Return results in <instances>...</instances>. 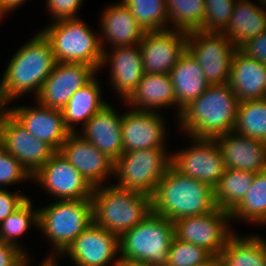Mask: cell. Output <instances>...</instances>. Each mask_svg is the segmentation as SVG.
<instances>
[{
  "mask_svg": "<svg viewBox=\"0 0 266 266\" xmlns=\"http://www.w3.org/2000/svg\"><path fill=\"white\" fill-rule=\"evenodd\" d=\"M56 63L50 42L41 32L25 42L13 54L0 80V107L7 108L10 101L29 92H34L35 99Z\"/></svg>",
  "mask_w": 266,
  "mask_h": 266,
  "instance_id": "6da1fadb",
  "label": "cell"
},
{
  "mask_svg": "<svg viewBox=\"0 0 266 266\" xmlns=\"http://www.w3.org/2000/svg\"><path fill=\"white\" fill-rule=\"evenodd\" d=\"M239 103L229 84L210 85L182 110L177 120L179 129L197 139L227 134L234 129Z\"/></svg>",
  "mask_w": 266,
  "mask_h": 266,
  "instance_id": "7a4b0ae2",
  "label": "cell"
},
{
  "mask_svg": "<svg viewBox=\"0 0 266 266\" xmlns=\"http://www.w3.org/2000/svg\"><path fill=\"white\" fill-rule=\"evenodd\" d=\"M151 205L152 212L172 222L185 217L205 215L217 208L214 188L183 175L172 165L152 193Z\"/></svg>",
  "mask_w": 266,
  "mask_h": 266,
  "instance_id": "3957f363",
  "label": "cell"
},
{
  "mask_svg": "<svg viewBox=\"0 0 266 266\" xmlns=\"http://www.w3.org/2000/svg\"><path fill=\"white\" fill-rule=\"evenodd\" d=\"M93 223L119 237L152 212L151 196L115 185L94 187Z\"/></svg>",
  "mask_w": 266,
  "mask_h": 266,
  "instance_id": "277c9868",
  "label": "cell"
},
{
  "mask_svg": "<svg viewBox=\"0 0 266 266\" xmlns=\"http://www.w3.org/2000/svg\"><path fill=\"white\" fill-rule=\"evenodd\" d=\"M174 238V223L151 212L119 237L120 263L166 266Z\"/></svg>",
  "mask_w": 266,
  "mask_h": 266,
  "instance_id": "5b68a950",
  "label": "cell"
},
{
  "mask_svg": "<svg viewBox=\"0 0 266 266\" xmlns=\"http://www.w3.org/2000/svg\"><path fill=\"white\" fill-rule=\"evenodd\" d=\"M54 202V203H53ZM38 208V229L50 240L53 253L43 261H57L73 241L93 223L91 200H55Z\"/></svg>",
  "mask_w": 266,
  "mask_h": 266,
  "instance_id": "8992f818",
  "label": "cell"
},
{
  "mask_svg": "<svg viewBox=\"0 0 266 266\" xmlns=\"http://www.w3.org/2000/svg\"><path fill=\"white\" fill-rule=\"evenodd\" d=\"M50 42L58 63H84L100 70L103 50L100 35L80 18L52 21L40 31Z\"/></svg>",
  "mask_w": 266,
  "mask_h": 266,
  "instance_id": "52a82bcc",
  "label": "cell"
},
{
  "mask_svg": "<svg viewBox=\"0 0 266 266\" xmlns=\"http://www.w3.org/2000/svg\"><path fill=\"white\" fill-rule=\"evenodd\" d=\"M165 148L123 152L114 162L115 186L152 196L159 181L172 164Z\"/></svg>",
  "mask_w": 266,
  "mask_h": 266,
  "instance_id": "ba28073f",
  "label": "cell"
},
{
  "mask_svg": "<svg viewBox=\"0 0 266 266\" xmlns=\"http://www.w3.org/2000/svg\"><path fill=\"white\" fill-rule=\"evenodd\" d=\"M236 45L222 32L191 31L186 50L200 64L210 85L228 84Z\"/></svg>",
  "mask_w": 266,
  "mask_h": 266,
  "instance_id": "9c48e42d",
  "label": "cell"
},
{
  "mask_svg": "<svg viewBox=\"0 0 266 266\" xmlns=\"http://www.w3.org/2000/svg\"><path fill=\"white\" fill-rule=\"evenodd\" d=\"M173 223L174 236L177 239L204 248L213 257L222 253L234 233L230 212L219 208L205 215L177 219Z\"/></svg>",
  "mask_w": 266,
  "mask_h": 266,
  "instance_id": "30bf717a",
  "label": "cell"
},
{
  "mask_svg": "<svg viewBox=\"0 0 266 266\" xmlns=\"http://www.w3.org/2000/svg\"><path fill=\"white\" fill-rule=\"evenodd\" d=\"M33 180L55 200H91L94 189L59 151L32 176Z\"/></svg>",
  "mask_w": 266,
  "mask_h": 266,
  "instance_id": "8fae6325",
  "label": "cell"
},
{
  "mask_svg": "<svg viewBox=\"0 0 266 266\" xmlns=\"http://www.w3.org/2000/svg\"><path fill=\"white\" fill-rule=\"evenodd\" d=\"M192 145L172 154V166L183 175L215 188L225 172L222 154L214 139L191 138Z\"/></svg>",
  "mask_w": 266,
  "mask_h": 266,
  "instance_id": "7c38bea8",
  "label": "cell"
},
{
  "mask_svg": "<svg viewBox=\"0 0 266 266\" xmlns=\"http://www.w3.org/2000/svg\"><path fill=\"white\" fill-rule=\"evenodd\" d=\"M1 146L14 156L33 176L56 152L22 126L2 108Z\"/></svg>",
  "mask_w": 266,
  "mask_h": 266,
  "instance_id": "4fadbf2b",
  "label": "cell"
},
{
  "mask_svg": "<svg viewBox=\"0 0 266 266\" xmlns=\"http://www.w3.org/2000/svg\"><path fill=\"white\" fill-rule=\"evenodd\" d=\"M63 256L69 257L76 266H107L112 261L111 266H120L119 236L92 223L73 241Z\"/></svg>",
  "mask_w": 266,
  "mask_h": 266,
  "instance_id": "5bb4252c",
  "label": "cell"
},
{
  "mask_svg": "<svg viewBox=\"0 0 266 266\" xmlns=\"http://www.w3.org/2000/svg\"><path fill=\"white\" fill-rule=\"evenodd\" d=\"M96 73L92 66L84 63L57 62L34 100L43 106L62 110L71 96Z\"/></svg>",
  "mask_w": 266,
  "mask_h": 266,
  "instance_id": "9a60e30c",
  "label": "cell"
},
{
  "mask_svg": "<svg viewBox=\"0 0 266 266\" xmlns=\"http://www.w3.org/2000/svg\"><path fill=\"white\" fill-rule=\"evenodd\" d=\"M187 36L174 29L145 32L139 44L144 73L169 74L186 51Z\"/></svg>",
  "mask_w": 266,
  "mask_h": 266,
  "instance_id": "2e32d148",
  "label": "cell"
},
{
  "mask_svg": "<svg viewBox=\"0 0 266 266\" xmlns=\"http://www.w3.org/2000/svg\"><path fill=\"white\" fill-rule=\"evenodd\" d=\"M59 152L93 188L105 185L114 174V161L76 132L68 135Z\"/></svg>",
  "mask_w": 266,
  "mask_h": 266,
  "instance_id": "e0dca14e",
  "label": "cell"
},
{
  "mask_svg": "<svg viewBox=\"0 0 266 266\" xmlns=\"http://www.w3.org/2000/svg\"><path fill=\"white\" fill-rule=\"evenodd\" d=\"M159 112L130 108L122 113L123 152L165 148L166 121Z\"/></svg>",
  "mask_w": 266,
  "mask_h": 266,
  "instance_id": "ac0fdd59",
  "label": "cell"
},
{
  "mask_svg": "<svg viewBox=\"0 0 266 266\" xmlns=\"http://www.w3.org/2000/svg\"><path fill=\"white\" fill-rule=\"evenodd\" d=\"M36 103L35 107L19 105L5 109L35 137L60 151L71 133L65 126L62 110Z\"/></svg>",
  "mask_w": 266,
  "mask_h": 266,
  "instance_id": "d6986e66",
  "label": "cell"
},
{
  "mask_svg": "<svg viewBox=\"0 0 266 266\" xmlns=\"http://www.w3.org/2000/svg\"><path fill=\"white\" fill-rule=\"evenodd\" d=\"M110 50L103 51L100 70L107 63L111 65V85L125 103L135 92L144 74L140 45L112 47Z\"/></svg>",
  "mask_w": 266,
  "mask_h": 266,
  "instance_id": "ffe728a7",
  "label": "cell"
},
{
  "mask_svg": "<svg viewBox=\"0 0 266 266\" xmlns=\"http://www.w3.org/2000/svg\"><path fill=\"white\" fill-rule=\"evenodd\" d=\"M227 169L262 172L266 170V142L231 131L214 138Z\"/></svg>",
  "mask_w": 266,
  "mask_h": 266,
  "instance_id": "44dd1931",
  "label": "cell"
},
{
  "mask_svg": "<svg viewBox=\"0 0 266 266\" xmlns=\"http://www.w3.org/2000/svg\"><path fill=\"white\" fill-rule=\"evenodd\" d=\"M114 162L123 153L122 114L108 103L77 131Z\"/></svg>",
  "mask_w": 266,
  "mask_h": 266,
  "instance_id": "7402d4cb",
  "label": "cell"
},
{
  "mask_svg": "<svg viewBox=\"0 0 266 266\" xmlns=\"http://www.w3.org/2000/svg\"><path fill=\"white\" fill-rule=\"evenodd\" d=\"M100 21V44L103 51L106 50V42L111 44V48L139 45L145 34L130 9L121 0L116 4H109Z\"/></svg>",
  "mask_w": 266,
  "mask_h": 266,
  "instance_id": "603a6c76",
  "label": "cell"
},
{
  "mask_svg": "<svg viewBox=\"0 0 266 266\" xmlns=\"http://www.w3.org/2000/svg\"><path fill=\"white\" fill-rule=\"evenodd\" d=\"M228 84L239 102L264 99L266 65L237 49L231 62Z\"/></svg>",
  "mask_w": 266,
  "mask_h": 266,
  "instance_id": "cb8c5ba5",
  "label": "cell"
},
{
  "mask_svg": "<svg viewBox=\"0 0 266 266\" xmlns=\"http://www.w3.org/2000/svg\"><path fill=\"white\" fill-rule=\"evenodd\" d=\"M176 96L177 117L194 99L198 98L209 86L203 69L186 50L178 63L169 73Z\"/></svg>",
  "mask_w": 266,
  "mask_h": 266,
  "instance_id": "d4e9b609",
  "label": "cell"
},
{
  "mask_svg": "<svg viewBox=\"0 0 266 266\" xmlns=\"http://www.w3.org/2000/svg\"><path fill=\"white\" fill-rule=\"evenodd\" d=\"M125 103L135 110L153 112L171 105L176 107V96L170 75L144 73L135 92Z\"/></svg>",
  "mask_w": 266,
  "mask_h": 266,
  "instance_id": "484cf974",
  "label": "cell"
},
{
  "mask_svg": "<svg viewBox=\"0 0 266 266\" xmlns=\"http://www.w3.org/2000/svg\"><path fill=\"white\" fill-rule=\"evenodd\" d=\"M258 2L259 6L253 1L236 0L230 21L222 31L238 49L249 39L266 31V6L261 0Z\"/></svg>",
  "mask_w": 266,
  "mask_h": 266,
  "instance_id": "4316f807",
  "label": "cell"
},
{
  "mask_svg": "<svg viewBox=\"0 0 266 266\" xmlns=\"http://www.w3.org/2000/svg\"><path fill=\"white\" fill-rule=\"evenodd\" d=\"M101 90L100 83L94 76L71 96L62 109L65 126L71 133L77 132V124L81 122L83 127L94 114L108 104L103 100Z\"/></svg>",
  "mask_w": 266,
  "mask_h": 266,
  "instance_id": "83f0119b",
  "label": "cell"
},
{
  "mask_svg": "<svg viewBox=\"0 0 266 266\" xmlns=\"http://www.w3.org/2000/svg\"><path fill=\"white\" fill-rule=\"evenodd\" d=\"M249 235L233 233L217 256L218 266H266V239Z\"/></svg>",
  "mask_w": 266,
  "mask_h": 266,
  "instance_id": "f1b7e54d",
  "label": "cell"
},
{
  "mask_svg": "<svg viewBox=\"0 0 266 266\" xmlns=\"http://www.w3.org/2000/svg\"><path fill=\"white\" fill-rule=\"evenodd\" d=\"M254 172L225 169L214 188V201L217 208L232 212L244 199L254 180Z\"/></svg>",
  "mask_w": 266,
  "mask_h": 266,
  "instance_id": "f546056e",
  "label": "cell"
},
{
  "mask_svg": "<svg viewBox=\"0 0 266 266\" xmlns=\"http://www.w3.org/2000/svg\"><path fill=\"white\" fill-rule=\"evenodd\" d=\"M230 216L231 220L242 219L259 226L266 224V170L255 173L250 189Z\"/></svg>",
  "mask_w": 266,
  "mask_h": 266,
  "instance_id": "4dcf8cb0",
  "label": "cell"
},
{
  "mask_svg": "<svg viewBox=\"0 0 266 266\" xmlns=\"http://www.w3.org/2000/svg\"><path fill=\"white\" fill-rule=\"evenodd\" d=\"M170 29L184 31L200 30L205 18L204 0H166Z\"/></svg>",
  "mask_w": 266,
  "mask_h": 266,
  "instance_id": "1f68e13d",
  "label": "cell"
},
{
  "mask_svg": "<svg viewBox=\"0 0 266 266\" xmlns=\"http://www.w3.org/2000/svg\"><path fill=\"white\" fill-rule=\"evenodd\" d=\"M233 131L266 142V98L240 102Z\"/></svg>",
  "mask_w": 266,
  "mask_h": 266,
  "instance_id": "d6a6232c",
  "label": "cell"
},
{
  "mask_svg": "<svg viewBox=\"0 0 266 266\" xmlns=\"http://www.w3.org/2000/svg\"><path fill=\"white\" fill-rule=\"evenodd\" d=\"M145 32L170 29L166 0H121Z\"/></svg>",
  "mask_w": 266,
  "mask_h": 266,
  "instance_id": "836d02e7",
  "label": "cell"
},
{
  "mask_svg": "<svg viewBox=\"0 0 266 266\" xmlns=\"http://www.w3.org/2000/svg\"><path fill=\"white\" fill-rule=\"evenodd\" d=\"M30 197L3 222L0 223V238L10 245L20 248L27 256L29 253L16 241L32 226L38 227V209L35 210ZM31 226V227H30ZM22 247V248H21Z\"/></svg>",
  "mask_w": 266,
  "mask_h": 266,
  "instance_id": "e575fe53",
  "label": "cell"
},
{
  "mask_svg": "<svg viewBox=\"0 0 266 266\" xmlns=\"http://www.w3.org/2000/svg\"><path fill=\"white\" fill-rule=\"evenodd\" d=\"M212 258L213 256L204 248L174 236L166 266H201L208 263Z\"/></svg>",
  "mask_w": 266,
  "mask_h": 266,
  "instance_id": "d590c367",
  "label": "cell"
},
{
  "mask_svg": "<svg viewBox=\"0 0 266 266\" xmlns=\"http://www.w3.org/2000/svg\"><path fill=\"white\" fill-rule=\"evenodd\" d=\"M205 18L200 31L222 32L228 25L236 0H204Z\"/></svg>",
  "mask_w": 266,
  "mask_h": 266,
  "instance_id": "8d00e7d4",
  "label": "cell"
},
{
  "mask_svg": "<svg viewBox=\"0 0 266 266\" xmlns=\"http://www.w3.org/2000/svg\"><path fill=\"white\" fill-rule=\"evenodd\" d=\"M32 180L28 170L2 146L0 147V187Z\"/></svg>",
  "mask_w": 266,
  "mask_h": 266,
  "instance_id": "74e56055",
  "label": "cell"
},
{
  "mask_svg": "<svg viewBox=\"0 0 266 266\" xmlns=\"http://www.w3.org/2000/svg\"><path fill=\"white\" fill-rule=\"evenodd\" d=\"M46 9L51 13L54 21L63 19H76L79 14L78 10L81 8L84 0H45Z\"/></svg>",
  "mask_w": 266,
  "mask_h": 266,
  "instance_id": "f35d334b",
  "label": "cell"
},
{
  "mask_svg": "<svg viewBox=\"0 0 266 266\" xmlns=\"http://www.w3.org/2000/svg\"><path fill=\"white\" fill-rule=\"evenodd\" d=\"M28 198L29 196L20 192H10L7 188H0V223L16 211Z\"/></svg>",
  "mask_w": 266,
  "mask_h": 266,
  "instance_id": "ab89813d",
  "label": "cell"
},
{
  "mask_svg": "<svg viewBox=\"0 0 266 266\" xmlns=\"http://www.w3.org/2000/svg\"><path fill=\"white\" fill-rule=\"evenodd\" d=\"M29 262V256L20 248L6 243L0 247V266H29Z\"/></svg>",
  "mask_w": 266,
  "mask_h": 266,
  "instance_id": "60d3db41",
  "label": "cell"
},
{
  "mask_svg": "<svg viewBox=\"0 0 266 266\" xmlns=\"http://www.w3.org/2000/svg\"><path fill=\"white\" fill-rule=\"evenodd\" d=\"M239 49L248 57L261 61L266 65V31L249 39Z\"/></svg>",
  "mask_w": 266,
  "mask_h": 266,
  "instance_id": "b9f144b4",
  "label": "cell"
},
{
  "mask_svg": "<svg viewBox=\"0 0 266 266\" xmlns=\"http://www.w3.org/2000/svg\"><path fill=\"white\" fill-rule=\"evenodd\" d=\"M26 1L27 0H0V4L6 13H10L12 10L14 11L15 8L20 7V5L24 4Z\"/></svg>",
  "mask_w": 266,
  "mask_h": 266,
  "instance_id": "7bdbcfd3",
  "label": "cell"
},
{
  "mask_svg": "<svg viewBox=\"0 0 266 266\" xmlns=\"http://www.w3.org/2000/svg\"><path fill=\"white\" fill-rule=\"evenodd\" d=\"M201 266H218L217 257H213L208 263Z\"/></svg>",
  "mask_w": 266,
  "mask_h": 266,
  "instance_id": "ee69618b",
  "label": "cell"
},
{
  "mask_svg": "<svg viewBox=\"0 0 266 266\" xmlns=\"http://www.w3.org/2000/svg\"><path fill=\"white\" fill-rule=\"evenodd\" d=\"M39 266H58V263L56 261H43Z\"/></svg>",
  "mask_w": 266,
  "mask_h": 266,
  "instance_id": "f6af8a7d",
  "label": "cell"
},
{
  "mask_svg": "<svg viewBox=\"0 0 266 266\" xmlns=\"http://www.w3.org/2000/svg\"><path fill=\"white\" fill-rule=\"evenodd\" d=\"M2 141V108L0 109V147Z\"/></svg>",
  "mask_w": 266,
  "mask_h": 266,
  "instance_id": "bcb514c9",
  "label": "cell"
},
{
  "mask_svg": "<svg viewBox=\"0 0 266 266\" xmlns=\"http://www.w3.org/2000/svg\"><path fill=\"white\" fill-rule=\"evenodd\" d=\"M120 266H150V265H143L137 263H128V264H121Z\"/></svg>",
  "mask_w": 266,
  "mask_h": 266,
  "instance_id": "7dc6e473",
  "label": "cell"
},
{
  "mask_svg": "<svg viewBox=\"0 0 266 266\" xmlns=\"http://www.w3.org/2000/svg\"><path fill=\"white\" fill-rule=\"evenodd\" d=\"M6 15V12L2 9L1 4H0V19Z\"/></svg>",
  "mask_w": 266,
  "mask_h": 266,
  "instance_id": "c3c4849f",
  "label": "cell"
},
{
  "mask_svg": "<svg viewBox=\"0 0 266 266\" xmlns=\"http://www.w3.org/2000/svg\"><path fill=\"white\" fill-rule=\"evenodd\" d=\"M5 242L0 238V247L4 244Z\"/></svg>",
  "mask_w": 266,
  "mask_h": 266,
  "instance_id": "681fc988",
  "label": "cell"
},
{
  "mask_svg": "<svg viewBox=\"0 0 266 266\" xmlns=\"http://www.w3.org/2000/svg\"><path fill=\"white\" fill-rule=\"evenodd\" d=\"M261 2L266 6V0H261Z\"/></svg>",
  "mask_w": 266,
  "mask_h": 266,
  "instance_id": "f907efd6",
  "label": "cell"
}]
</instances>
